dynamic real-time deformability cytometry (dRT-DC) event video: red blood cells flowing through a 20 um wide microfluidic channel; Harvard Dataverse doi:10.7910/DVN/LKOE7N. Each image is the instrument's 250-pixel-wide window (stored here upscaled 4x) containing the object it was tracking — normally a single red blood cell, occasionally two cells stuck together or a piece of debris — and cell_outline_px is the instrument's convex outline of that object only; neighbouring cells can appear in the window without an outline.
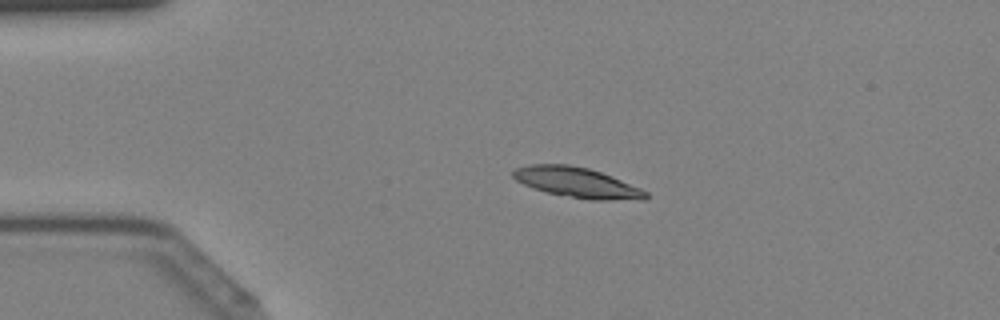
{"species": "Egyptian fruit bat (a non-hibernating species)", "species_latin": "Rousettus aegyptiacus", "temperature_condition": "cold", "stored_images_in_passage": 35, "camera_frame_rate_fps": 3000, "um_per_image_px": 0.085, "animal": {"sex": "female"}, "frame": {"image": 1, "passage_image": 1, "time_ms": 0.0, "image_size_px": [1000, 320], "cell_outline_px": [[648, 196], [644, 200], [592, 200], [548, 192], [524, 184], [516, 180], [512, 176], [512, 168], [528, 164], [568, 164], [588, 168], [612, 176], [640, 188], [648, 192]], "centroid_in_image_um": [49.05, 15.5], "position_along_channel_um": 36.0, "area_um2": 23.24}}
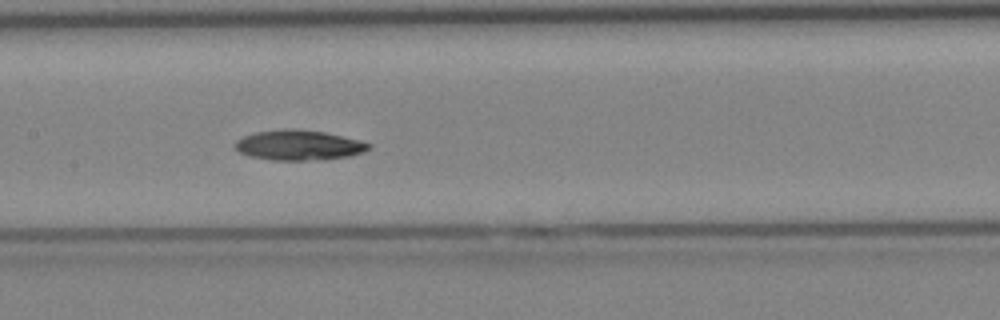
{"frame": {"image": 2, "passage_image": 13, "time_ms": 4.0, "image_size_px": [1000, 320], "cell_outline_px": [[372, 148], [364, 152], [352, 156], [316, 160], [272, 160], [248, 156], [240, 152], [236, 148], [236, 140], [244, 136], [256, 132], [284, 128], [324, 132], [360, 140], [372, 144]], "centroid_in_image_um": [25.44, 12.35], "position_along_channel_um": 182.0, "area_um2": 23.47}}
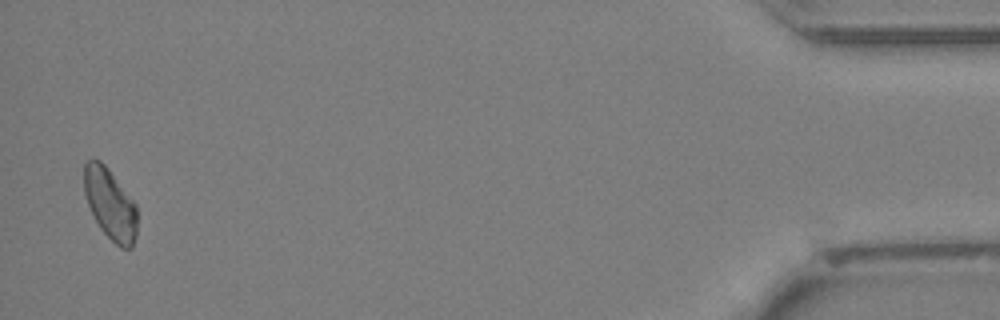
{"frame": {"image": 3, "passage_image": 34, "time_ms": 11.0, "image_size_px": [1000, 320], "cell_outline_px": [[136, 236], [132, 248], [120, 248], [100, 228], [88, 204], [84, 192], [84, 164], [88, 160], [100, 160], [108, 168], [136, 204]], "centroid_in_image_um": [9.37, 17.34], "position_along_channel_um": 425.8, "area_um2": 21.68}}